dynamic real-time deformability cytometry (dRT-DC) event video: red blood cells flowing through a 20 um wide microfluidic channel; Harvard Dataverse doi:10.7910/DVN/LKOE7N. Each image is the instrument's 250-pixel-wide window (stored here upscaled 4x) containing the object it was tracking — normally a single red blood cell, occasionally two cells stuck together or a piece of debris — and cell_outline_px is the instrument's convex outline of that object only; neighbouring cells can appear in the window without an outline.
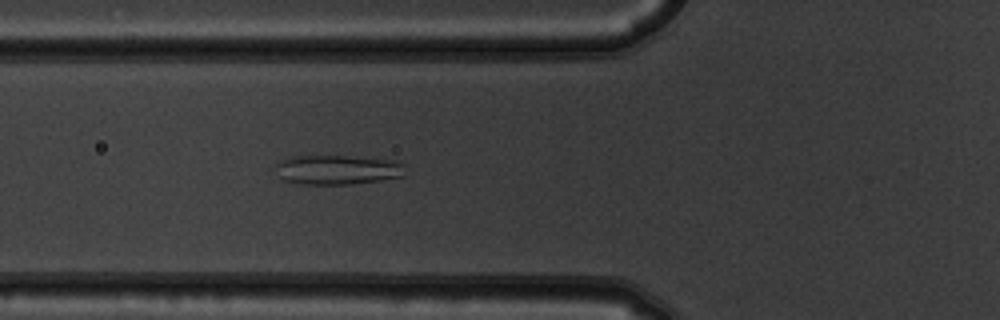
{"species": "common noctule bat (a hibernating species)", "species_latin": "Nyctalus noctula", "temperature_condition": "warm", "stored_images_in_passage": 3, "camera_frame_rate_fps": 3000, "um_per_image_px": 0.085, "animal": {"sex": "male", "body_mass_g": 19.5, "forearm_length_mm": 54.6}, "frame": {"image": 1, "passage_image": 3, "time_ms": 0.667, "image_size_px": [1000, 320], "cell_outline_px": [[404, 176], [380, 180], [348, 184], [304, 184], [284, 180], [280, 176], [276, 164], [280, 160], [292, 156], [344, 156], [392, 160], [404, 164]], "centroid_in_image_um": [28.69, 14.42], "position_along_channel_um": 97.1, "area_um2": 21.96}}